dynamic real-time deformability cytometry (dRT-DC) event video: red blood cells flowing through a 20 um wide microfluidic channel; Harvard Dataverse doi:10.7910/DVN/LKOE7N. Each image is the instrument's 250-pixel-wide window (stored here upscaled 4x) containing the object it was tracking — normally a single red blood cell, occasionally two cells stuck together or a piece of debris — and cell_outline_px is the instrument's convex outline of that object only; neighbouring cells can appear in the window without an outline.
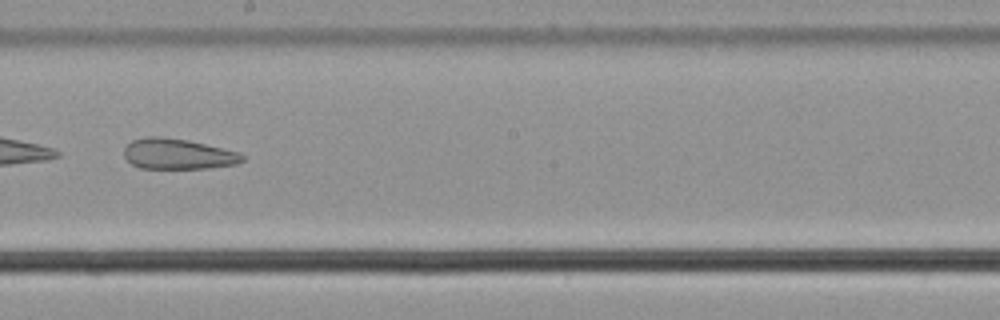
{"species": "common noctule bat (a hibernating species)", "species_latin": "Nyctalus noctula", "temperature_condition": "cold", "stored_images_in_passage": 55, "camera_frame_rate_fps": 3000, "um_per_image_px": 0.085, "animal": {"sex": "male", "body_mass_g": 21.5, "forearm_length_mm": 52.0}, "frame": {"image": 1, "passage_image": 32, "time_ms": 10.333, "image_size_px": [1000, 320], "cell_outline_px": [[244, 160], [236, 164], [208, 168], [140, 168], [132, 164], [124, 156], [124, 148], [132, 140], [144, 136], [160, 136], [188, 140], [240, 152], [244, 156]], "centroid_in_image_um": [15.11, 13.08], "position_along_channel_um": 233.1, "area_um2": 21.1}}